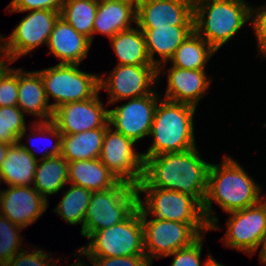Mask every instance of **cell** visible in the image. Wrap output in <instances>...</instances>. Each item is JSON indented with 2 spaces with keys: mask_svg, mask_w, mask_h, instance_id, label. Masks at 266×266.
Listing matches in <instances>:
<instances>
[{
  "mask_svg": "<svg viewBox=\"0 0 266 266\" xmlns=\"http://www.w3.org/2000/svg\"><path fill=\"white\" fill-rule=\"evenodd\" d=\"M202 1L194 0V31L199 34L204 27L206 42L217 51L251 17L252 9L245 6L242 0H211L212 3L204 7ZM206 7L209 8L208 16L207 20H203Z\"/></svg>",
  "mask_w": 266,
  "mask_h": 266,
  "instance_id": "obj_5",
  "label": "cell"
},
{
  "mask_svg": "<svg viewBox=\"0 0 266 266\" xmlns=\"http://www.w3.org/2000/svg\"><path fill=\"white\" fill-rule=\"evenodd\" d=\"M65 0H13L9 7L13 11L53 10L61 12Z\"/></svg>",
  "mask_w": 266,
  "mask_h": 266,
  "instance_id": "obj_35",
  "label": "cell"
},
{
  "mask_svg": "<svg viewBox=\"0 0 266 266\" xmlns=\"http://www.w3.org/2000/svg\"><path fill=\"white\" fill-rule=\"evenodd\" d=\"M263 243V248L260 252V258L262 260V262L264 261V263H266V233L263 236L262 240H261V244Z\"/></svg>",
  "mask_w": 266,
  "mask_h": 266,
  "instance_id": "obj_40",
  "label": "cell"
},
{
  "mask_svg": "<svg viewBox=\"0 0 266 266\" xmlns=\"http://www.w3.org/2000/svg\"><path fill=\"white\" fill-rule=\"evenodd\" d=\"M9 69L7 67H5V62L4 60H0V80L1 78L5 75V73L8 71Z\"/></svg>",
  "mask_w": 266,
  "mask_h": 266,
  "instance_id": "obj_41",
  "label": "cell"
},
{
  "mask_svg": "<svg viewBox=\"0 0 266 266\" xmlns=\"http://www.w3.org/2000/svg\"><path fill=\"white\" fill-rule=\"evenodd\" d=\"M0 193L4 216L12 223L25 227L46 210L47 201L36 189L29 186H9Z\"/></svg>",
  "mask_w": 266,
  "mask_h": 266,
  "instance_id": "obj_18",
  "label": "cell"
},
{
  "mask_svg": "<svg viewBox=\"0 0 266 266\" xmlns=\"http://www.w3.org/2000/svg\"><path fill=\"white\" fill-rule=\"evenodd\" d=\"M41 123L39 129H45L59 138V141L56 142L52 151L49 153L47 152V154L44 155L45 157L43 156V162L37 165L35 171V189L46 198L45 194L56 193L69 181V162L61 155V132L52 121H43Z\"/></svg>",
  "mask_w": 266,
  "mask_h": 266,
  "instance_id": "obj_17",
  "label": "cell"
},
{
  "mask_svg": "<svg viewBox=\"0 0 266 266\" xmlns=\"http://www.w3.org/2000/svg\"><path fill=\"white\" fill-rule=\"evenodd\" d=\"M91 196V190L72 185L55 211L71 224H84Z\"/></svg>",
  "mask_w": 266,
  "mask_h": 266,
  "instance_id": "obj_30",
  "label": "cell"
},
{
  "mask_svg": "<svg viewBox=\"0 0 266 266\" xmlns=\"http://www.w3.org/2000/svg\"><path fill=\"white\" fill-rule=\"evenodd\" d=\"M60 16L59 11L34 10L25 17L9 37V43L3 48L7 58L12 62L20 55L29 51L42 42L48 44L55 22Z\"/></svg>",
  "mask_w": 266,
  "mask_h": 266,
  "instance_id": "obj_11",
  "label": "cell"
},
{
  "mask_svg": "<svg viewBox=\"0 0 266 266\" xmlns=\"http://www.w3.org/2000/svg\"><path fill=\"white\" fill-rule=\"evenodd\" d=\"M1 214V213H0ZM21 229L19 225L12 223L8 218L0 215V265H5L17 254L19 236L14 229ZM16 253V254H15Z\"/></svg>",
  "mask_w": 266,
  "mask_h": 266,
  "instance_id": "obj_32",
  "label": "cell"
},
{
  "mask_svg": "<svg viewBox=\"0 0 266 266\" xmlns=\"http://www.w3.org/2000/svg\"><path fill=\"white\" fill-rule=\"evenodd\" d=\"M10 144L0 142V170L2 162L5 160L8 152V148L10 147Z\"/></svg>",
  "mask_w": 266,
  "mask_h": 266,
  "instance_id": "obj_39",
  "label": "cell"
},
{
  "mask_svg": "<svg viewBox=\"0 0 266 266\" xmlns=\"http://www.w3.org/2000/svg\"><path fill=\"white\" fill-rule=\"evenodd\" d=\"M110 129H106L99 159L119 182L137 187L143 179L144 157L134 153L135 141Z\"/></svg>",
  "mask_w": 266,
  "mask_h": 266,
  "instance_id": "obj_9",
  "label": "cell"
},
{
  "mask_svg": "<svg viewBox=\"0 0 266 266\" xmlns=\"http://www.w3.org/2000/svg\"><path fill=\"white\" fill-rule=\"evenodd\" d=\"M205 266H223V265L218 264L216 260H214L211 256V259H208V261L205 263Z\"/></svg>",
  "mask_w": 266,
  "mask_h": 266,
  "instance_id": "obj_42",
  "label": "cell"
},
{
  "mask_svg": "<svg viewBox=\"0 0 266 266\" xmlns=\"http://www.w3.org/2000/svg\"><path fill=\"white\" fill-rule=\"evenodd\" d=\"M144 33L146 48L151 63L156 66L158 62L153 59L154 52L166 61L171 59L176 49L194 32V27L183 26H139Z\"/></svg>",
  "mask_w": 266,
  "mask_h": 266,
  "instance_id": "obj_22",
  "label": "cell"
},
{
  "mask_svg": "<svg viewBox=\"0 0 266 266\" xmlns=\"http://www.w3.org/2000/svg\"><path fill=\"white\" fill-rule=\"evenodd\" d=\"M14 71L9 69L0 80V107L17 106L18 71Z\"/></svg>",
  "mask_w": 266,
  "mask_h": 266,
  "instance_id": "obj_33",
  "label": "cell"
},
{
  "mask_svg": "<svg viewBox=\"0 0 266 266\" xmlns=\"http://www.w3.org/2000/svg\"><path fill=\"white\" fill-rule=\"evenodd\" d=\"M89 247H82L83 254L92 257H120L146 255L144 250L141 211L138 208L124 221L109 228L91 233ZM85 248V250H84ZM144 251V252H143Z\"/></svg>",
  "mask_w": 266,
  "mask_h": 266,
  "instance_id": "obj_6",
  "label": "cell"
},
{
  "mask_svg": "<svg viewBox=\"0 0 266 266\" xmlns=\"http://www.w3.org/2000/svg\"><path fill=\"white\" fill-rule=\"evenodd\" d=\"M106 129H91L72 135L62 134L61 155L68 162L99 158Z\"/></svg>",
  "mask_w": 266,
  "mask_h": 266,
  "instance_id": "obj_26",
  "label": "cell"
},
{
  "mask_svg": "<svg viewBox=\"0 0 266 266\" xmlns=\"http://www.w3.org/2000/svg\"><path fill=\"white\" fill-rule=\"evenodd\" d=\"M206 44L207 49L204 47ZM215 51L208 42L203 41L200 34L194 31L176 49L171 61L174 67L204 70V64Z\"/></svg>",
  "mask_w": 266,
  "mask_h": 266,
  "instance_id": "obj_28",
  "label": "cell"
},
{
  "mask_svg": "<svg viewBox=\"0 0 266 266\" xmlns=\"http://www.w3.org/2000/svg\"><path fill=\"white\" fill-rule=\"evenodd\" d=\"M97 95L83 101L65 103L54 109L52 122L61 134L72 135L109 127V111L104 110Z\"/></svg>",
  "mask_w": 266,
  "mask_h": 266,
  "instance_id": "obj_12",
  "label": "cell"
},
{
  "mask_svg": "<svg viewBox=\"0 0 266 266\" xmlns=\"http://www.w3.org/2000/svg\"><path fill=\"white\" fill-rule=\"evenodd\" d=\"M253 22L258 37L260 50L266 54V10L259 11Z\"/></svg>",
  "mask_w": 266,
  "mask_h": 266,
  "instance_id": "obj_38",
  "label": "cell"
},
{
  "mask_svg": "<svg viewBox=\"0 0 266 266\" xmlns=\"http://www.w3.org/2000/svg\"><path fill=\"white\" fill-rule=\"evenodd\" d=\"M114 51L119 57L118 65H153L147 53L144 33L129 28L112 38Z\"/></svg>",
  "mask_w": 266,
  "mask_h": 266,
  "instance_id": "obj_27",
  "label": "cell"
},
{
  "mask_svg": "<svg viewBox=\"0 0 266 266\" xmlns=\"http://www.w3.org/2000/svg\"><path fill=\"white\" fill-rule=\"evenodd\" d=\"M194 0H141L136 3L138 26L194 27Z\"/></svg>",
  "mask_w": 266,
  "mask_h": 266,
  "instance_id": "obj_13",
  "label": "cell"
},
{
  "mask_svg": "<svg viewBox=\"0 0 266 266\" xmlns=\"http://www.w3.org/2000/svg\"><path fill=\"white\" fill-rule=\"evenodd\" d=\"M46 257L41 250L28 255L25 252H21L17 254L16 258L14 256L3 266H50L48 263L45 265V262H43Z\"/></svg>",
  "mask_w": 266,
  "mask_h": 266,
  "instance_id": "obj_37",
  "label": "cell"
},
{
  "mask_svg": "<svg viewBox=\"0 0 266 266\" xmlns=\"http://www.w3.org/2000/svg\"><path fill=\"white\" fill-rule=\"evenodd\" d=\"M18 71V98L17 106L25 112L49 118L52 121L53 108L48 105L42 78L38 72L21 74Z\"/></svg>",
  "mask_w": 266,
  "mask_h": 266,
  "instance_id": "obj_25",
  "label": "cell"
},
{
  "mask_svg": "<svg viewBox=\"0 0 266 266\" xmlns=\"http://www.w3.org/2000/svg\"><path fill=\"white\" fill-rule=\"evenodd\" d=\"M222 168L212 165L209 169L208 188L202 205L204 217L211 229L216 218H208L213 198L226 212H234L259 203L260 188L247 176L243 169L230 158H226Z\"/></svg>",
  "mask_w": 266,
  "mask_h": 266,
  "instance_id": "obj_2",
  "label": "cell"
},
{
  "mask_svg": "<svg viewBox=\"0 0 266 266\" xmlns=\"http://www.w3.org/2000/svg\"><path fill=\"white\" fill-rule=\"evenodd\" d=\"M147 214V212H141L144 250H147L146 246H148L155 257L158 252L163 253V257L169 256L179 249L191 246L201 237L189 223L157 218L147 222Z\"/></svg>",
  "mask_w": 266,
  "mask_h": 266,
  "instance_id": "obj_10",
  "label": "cell"
},
{
  "mask_svg": "<svg viewBox=\"0 0 266 266\" xmlns=\"http://www.w3.org/2000/svg\"><path fill=\"white\" fill-rule=\"evenodd\" d=\"M201 237L191 246L179 249L172 254L176 255L171 266H200Z\"/></svg>",
  "mask_w": 266,
  "mask_h": 266,
  "instance_id": "obj_36",
  "label": "cell"
},
{
  "mask_svg": "<svg viewBox=\"0 0 266 266\" xmlns=\"http://www.w3.org/2000/svg\"><path fill=\"white\" fill-rule=\"evenodd\" d=\"M91 41L78 33L61 16L55 22L50 34L48 47L51 52L62 59L61 64H79L86 57Z\"/></svg>",
  "mask_w": 266,
  "mask_h": 266,
  "instance_id": "obj_19",
  "label": "cell"
},
{
  "mask_svg": "<svg viewBox=\"0 0 266 266\" xmlns=\"http://www.w3.org/2000/svg\"><path fill=\"white\" fill-rule=\"evenodd\" d=\"M90 260L93 266H150L146 255L120 256V257H93Z\"/></svg>",
  "mask_w": 266,
  "mask_h": 266,
  "instance_id": "obj_34",
  "label": "cell"
},
{
  "mask_svg": "<svg viewBox=\"0 0 266 266\" xmlns=\"http://www.w3.org/2000/svg\"><path fill=\"white\" fill-rule=\"evenodd\" d=\"M68 179L72 185L92 192L106 190L119 183L99 158L69 162Z\"/></svg>",
  "mask_w": 266,
  "mask_h": 266,
  "instance_id": "obj_24",
  "label": "cell"
},
{
  "mask_svg": "<svg viewBox=\"0 0 266 266\" xmlns=\"http://www.w3.org/2000/svg\"><path fill=\"white\" fill-rule=\"evenodd\" d=\"M38 73L47 98L52 95L58 101L52 104L53 110L65 103L90 99L100 90V78L80 71L77 64L59 63Z\"/></svg>",
  "mask_w": 266,
  "mask_h": 266,
  "instance_id": "obj_7",
  "label": "cell"
},
{
  "mask_svg": "<svg viewBox=\"0 0 266 266\" xmlns=\"http://www.w3.org/2000/svg\"><path fill=\"white\" fill-rule=\"evenodd\" d=\"M139 206L136 187L119 182L115 187L93 191L81 233L106 229L127 219Z\"/></svg>",
  "mask_w": 266,
  "mask_h": 266,
  "instance_id": "obj_4",
  "label": "cell"
},
{
  "mask_svg": "<svg viewBox=\"0 0 266 266\" xmlns=\"http://www.w3.org/2000/svg\"><path fill=\"white\" fill-rule=\"evenodd\" d=\"M156 99L155 93L132 98L126 105L108 110V123L115 125L116 132L136 142L150 134L157 107Z\"/></svg>",
  "mask_w": 266,
  "mask_h": 266,
  "instance_id": "obj_14",
  "label": "cell"
},
{
  "mask_svg": "<svg viewBox=\"0 0 266 266\" xmlns=\"http://www.w3.org/2000/svg\"><path fill=\"white\" fill-rule=\"evenodd\" d=\"M194 148L144 157L143 179L136 188H162L194 197L203 205L211 164L201 160Z\"/></svg>",
  "mask_w": 266,
  "mask_h": 266,
  "instance_id": "obj_1",
  "label": "cell"
},
{
  "mask_svg": "<svg viewBox=\"0 0 266 266\" xmlns=\"http://www.w3.org/2000/svg\"><path fill=\"white\" fill-rule=\"evenodd\" d=\"M114 69L109 82L101 79L99 82L100 89L108 87L107 90L112 95L111 102L130 96L138 98L154 93L145 89L150 83H154L155 78H157L159 73L158 65H118Z\"/></svg>",
  "mask_w": 266,
  "mask_h": 266,
  "instance_id": "obj_16",
  "label": "cell"
},
{
  "mask_svg": "<svg viewBox=\"0 0 266 266\" xmlns=\"http://www.w3.org/2000/svg\"><path fill=\"white\" fill-rule=\"evenodd\" d=\"M169 72L166 98L196 107L200 95L209 85L204 70H188L173 66Z\"/></svg>",
  "mask_w": 266,
  "mask_h": 266,
  "instance_id": "obj_20",
  "label": "cell"
},
{
  "mask_svg": "<svg viewBox=\"0 0 266 266\" xmlns=\"http://www.w3.org/2000/svg\"><path fill=\"white\" fill-rule=\"evenodd\" d=\"M19 143L8 148L7 156L1 165L0 180L4 179L9 186H28L34 181L38 165L33 151Z\"/></svg>",
  "mask_w": 266,
  "mask_h": 266,
  "instance_id": "obj_23",
  "label": "cell"
},
{
  "mask_svg": "<svg viewBox=\"0 0 266 266\" xmlns=\"http://www.w3.org/2000/svg\"><path fill=\"white\" fill-rule=\"evenodd\" d=\"M97 9L98 0H65L60 16L92 42L91 35Z\"/></svg>",
  "mask_w": 266,
  "mask_h": 266,
  "instance_id": "obj_29",
  "label": "cell"
},
{
  "mask_svg": "<svg viewBox=\"0 0 266 266\" xmlns=\"http://www.w3.org/2000/svg\"><path fill=\"white\" fill-rule=\"evenodd\" d=\"M137 190L150 192L148 193L150 196L146 199L148 206L146 210L139 198L141 212L150 210L157 219L189 223L198 233L200 228L210 229L204 217L202 205L194 197L162 188H137Z\"/></svg>",
  "mask_w": 266,
  "mask_h": 266,
  "instance_id": "obj_8",
  "label": "cell"
},
{
  "mask_svg": "<svg viewBox=\"0 0 266 266\" xmlns=\"http://www.w3.org/2000/svg\"><path fill=\"white\" fill-rule=\"evenodd\" d=\"M24 115L18 106L0 107V142L16 144L25 134Z\"/></svg>",
  "mask_w": 266,
  "mask_h": 266,
  "instance_id": "obj_31",
  "label": "cell"
},
{
  "mask_svg": "<svg viewBox=\"0 0 266 266\" xmlns=\"http://www.w3.org/2000/svg\"><path fill=\"white\" fill-rule=\"evenodd\" d=\"M131 17L136 22V3L132 0H101V3L98 1L92 34L98 31L112 38L118 32L130 28L128 22L132 21Z\"/></svg>",
  "mask_w": 266,
  "mask_h": 266,
  "instance_id": "obj_21",
  "label": "cell"
},
{
  "mask_svg": "<svg viewBox=\"0 0 266 266\" xmlns=\"http://www.w3.org/2000/svg\"><path fill=\"white\" fill-rule=\"evenodd\" d=\"M226 244L246 252H253L261 245L266 233V204L258 203L245 209L231 212Z\"/></svg>",
  "mask_w": 266,
  "mask_h": 266,
  "instance_id": "obj_15",
  "label": "cell"
},
{
  "mask_svg": "<svg viewBox=\"0 0 266 266\" xmlns=\"http://www.w3.org/2000/svg\"><path fill=\"white\" fill-rule=\"evenodd\" d=\"M195 106L174 102H161L156 107L150 134L154 143L143 157L187 151L195 147L193 136V114Z\"/></svg>",
  "mask_w": 266,
  "mask_h": 266,
  "instance_id": "obj_3",
  "label": "cell"
},
{
  "mask_svg": "<svg viewBox=\"0 0 266 266\" xmlns=\"http://www.w3.org/2000/svg\"><path fill=\"white\" fill-rule=\"evenodd\" d=\"M132 1H134L135 3H137V2H139V1H141V0H132Z\"/></svg>",
  "mask_w": 266,
  "mask_h": 266,
  "instance_id": "obj_43",
  "label": "cell"
}]
</instances>
